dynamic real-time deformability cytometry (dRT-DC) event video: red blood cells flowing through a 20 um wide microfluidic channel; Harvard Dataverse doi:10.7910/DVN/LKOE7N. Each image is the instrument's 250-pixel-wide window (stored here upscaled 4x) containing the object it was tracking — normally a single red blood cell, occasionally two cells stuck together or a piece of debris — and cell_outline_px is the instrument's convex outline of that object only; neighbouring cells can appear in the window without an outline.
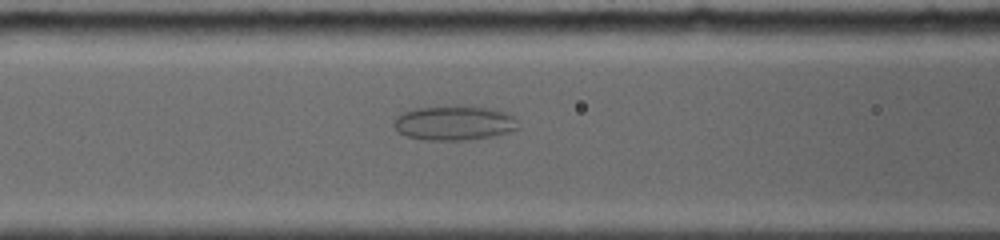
{"species": "common noctule bat (a hibernating species)", "species_latin": "Nyctalus noctula", "temperature_condition": "room temperature", "stored_images_in_passage": 15, "camera_frame_rate_fps": 5000, "um_per_image_px": 0.085, "animal": {"sex": "female", "body_mass_g": 19.0, "forearm_length_mm": 56.7}, "frame": {"image": 1, "passage_image": 4, "time_ms": 2.8, "image_size_px": [1000, 240], "cell_outline_px": [[520, 128], [508, 132], [488, 136], [464, 140], [428, 140], [408, 136], [400, 132], [392, 124], [396, 116], [404, 112], [416, 108], [448, 104], [468, 104], [492, 108], [504, 112], [512, 116], [516, 120]], "centroid_in_image_um": [38.6, 10.4], "position_along_channel_um": 128.0, "area_um2": 25.43}}
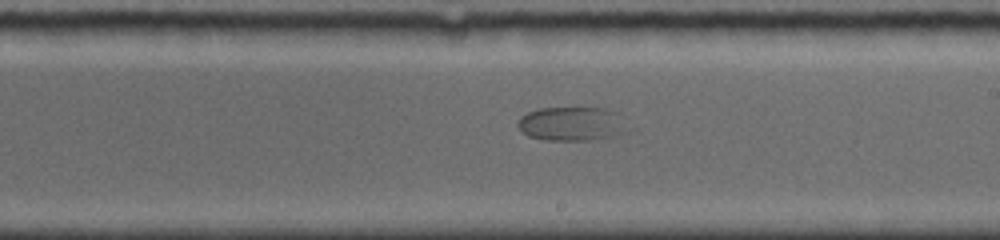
{"frame": {"image": 2, "passage_image": 8, "time_ms": 5.8, "image_size_px": [1000, 240], "cell_outline_px": [[616, 112], [612, 132], [608, 136], [584, 140], [544, 140], [528, 136], [516, 124], [520, 116], [528, 112], [540, 108], [608, 108]], "centroid_in_image_um": [48.25, 10.49], "position_along_channel_um": 240.7, "area_um2": 20.0}}
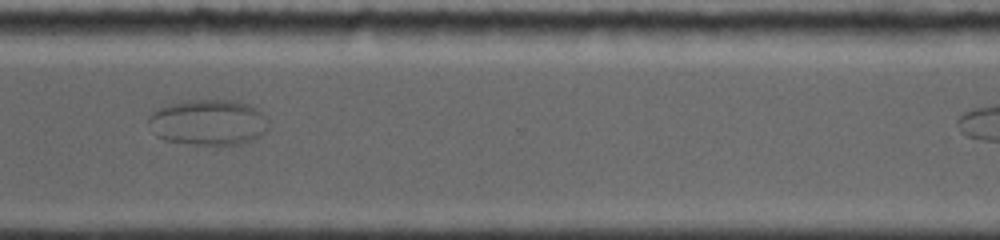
{"frame": {"image": 3, "passage_image": 12, "time_ms": 8.8, "image_size_px": [1000, 240], "cell_outline_px": [[268, 128], [256, 136], [248, 140], [236, 144], [204, 144], [164, 140], [156, 136], [148, 120], [148, 116], [156, 108], [164, 104], [188, 100], [236, 100], [256, 108], [268, 120]], "centroid_in_image_um": [17.64, 10.36], "position_along_channel_um": 353.0, "area_um2": 31.56}}